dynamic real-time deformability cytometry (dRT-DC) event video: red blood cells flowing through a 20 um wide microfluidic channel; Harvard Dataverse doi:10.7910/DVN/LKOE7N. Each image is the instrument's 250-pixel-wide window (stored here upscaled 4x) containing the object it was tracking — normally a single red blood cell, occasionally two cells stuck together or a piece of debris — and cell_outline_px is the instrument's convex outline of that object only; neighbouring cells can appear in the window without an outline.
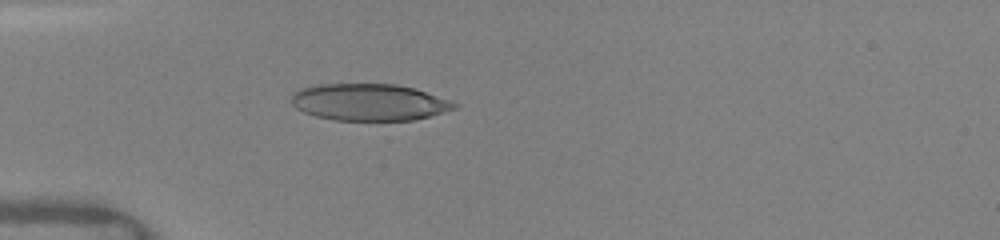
{"species": "human", "species_latin": "Homo sapiens", "temperature_condition": "warm", "stored_images_in_passage": 1, "camera_frame_rate_fps": 3000, "um_per_image_px": 0.085, "donor": {"sex": "female"}, "frame": {"image": 1, "passage_image": 1, "time_ms": 0.0, "image_size_px": [1000, 240], "cell_outline_px": [[460, 104], [456, 108], [444, 112], [412, 120], [336, 120], [316, 116], [304, 112], [296, 108], [292, 104], [292, 96], [300, 88], [320, 84], [396, 84], [412, 88]], "centroid_in_image_um": [31.36, 8.69], "position_along_channel_um": 53.6, "area_um2": 34.56}}